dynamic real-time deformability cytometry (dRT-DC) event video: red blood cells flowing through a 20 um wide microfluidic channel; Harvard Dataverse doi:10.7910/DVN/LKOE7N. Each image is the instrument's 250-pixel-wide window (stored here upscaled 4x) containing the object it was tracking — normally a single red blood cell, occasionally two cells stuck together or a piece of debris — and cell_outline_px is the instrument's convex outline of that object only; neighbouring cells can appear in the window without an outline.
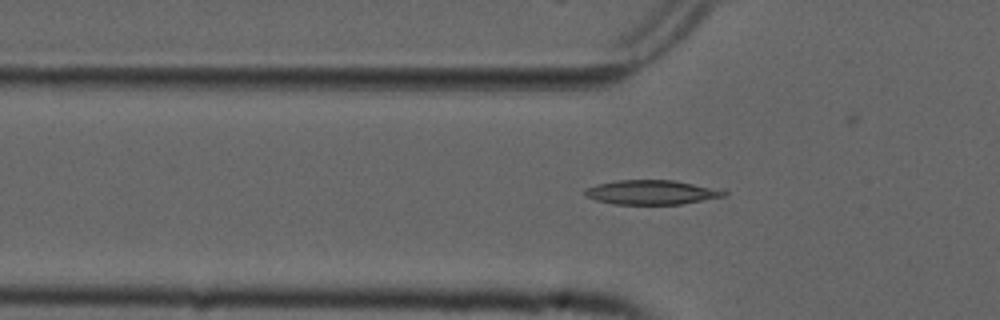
{"species": "common noctule bat (a hibernating species)", "species_latin": "Nyctalus noctula", "temperature_condition": "cold", "stored_images_in_passage": 49, "camera_frame_rate_fps": 3000, "um_per_image_px": 0.085, "animal": {"sex": "male", "forearm_length_mm": 52.5}, "frame": {"image": 1, "passage_image": 18, "time_ms": 5.667, "image_size_px": [1000, 320], "cell_outline_px": [[728, 196], [680, 204], [612, 204], [596, 200], [584, 196], [584, 188], [596, 184], [620, 180], [676, 180], [724, 188], [728, 192]], "centroid_in_image_um": [55.47, 16.33], "position_along_channel_um": 70.3, "area_um2": 20.29}}
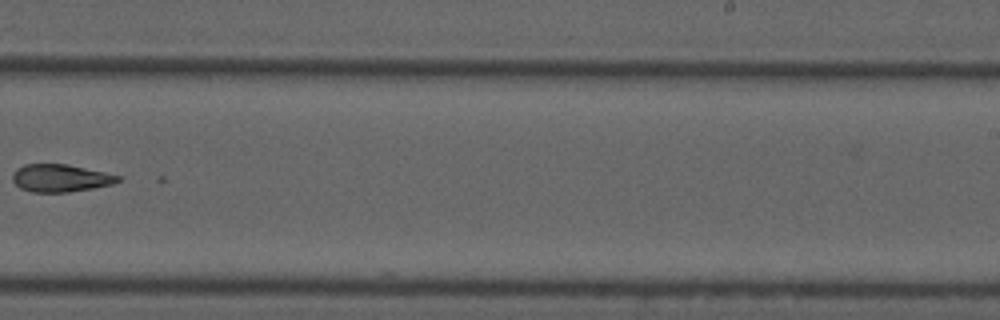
{"frame": {"image": 2, "passage_image": 35, "time_ms": 11.333, "image_size_px": [1000, 320], "cell_outline_px": [[120, 180], [112, 184], [92, 188], [68, 192], [32, 192], [20, 188], [12, 180], [12, 176], [16, 168], [24, 164], [68, 164], [104, 172], [120, 176]], "centroid_in_image_um": [5.11, 15.13], "position_along_channel_um": 283.9, "area_um2": 16.88}}
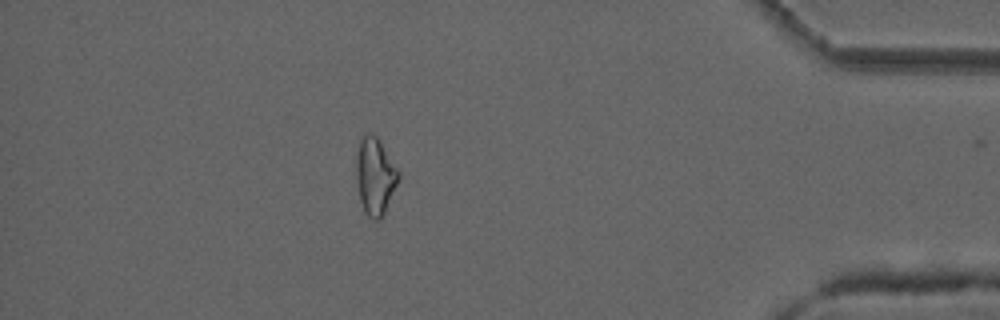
{"frame": {"image": 3, "passage_image": 48, "time_ms": 15.667, "image_size_px": [1000, 320], "cell_outline_px": [[400, 176], [384, 216], [380, 220], [372, 220], [364, 212], [360, 200], [356, 176], [356, 156], [360, 140], [368, 132], [376, 136], [400, 172]], "centroid_in_image_um": [31.89, 15.02], "position_along_channel_um": 403.3, "area_um2": 18.96}}